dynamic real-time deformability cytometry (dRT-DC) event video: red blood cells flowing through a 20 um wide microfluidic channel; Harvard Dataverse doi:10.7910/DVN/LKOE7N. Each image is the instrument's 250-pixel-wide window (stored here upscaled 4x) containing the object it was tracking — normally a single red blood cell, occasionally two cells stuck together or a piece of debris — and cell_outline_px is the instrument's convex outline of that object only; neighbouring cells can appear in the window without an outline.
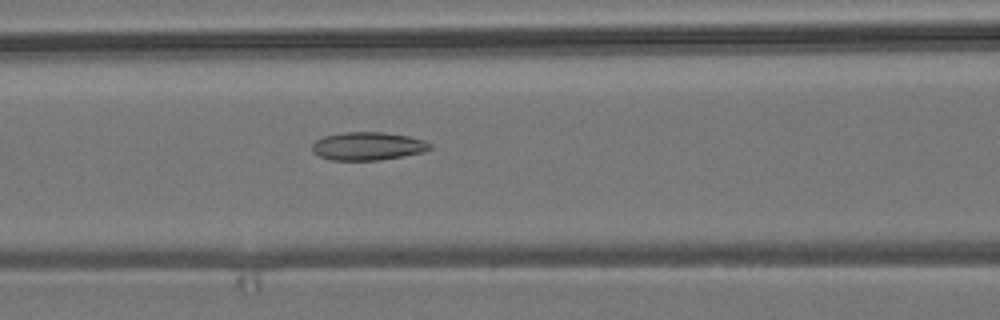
{"species": "common noctule bat (a hibernating species)", "species_latin": "Nyctalus noctula", "temperature_condition": "room temperature", "stored_images_in_passage": 41, "camera_frame_rate_fps": 3000, "um_per_image_px": 0.085, "animal": {"sex": "male", "body_mass_g": 19.2, "forearm_length_mm": 51.8}, "frame": {"image": 1, "passage_image": 9, "time_ms": 2.667, "image_size_px": [1000, 320], "cell_outline_px": [[432, 148], [424, 152], [380, 160], [332, 160], [320, 156], [312, 152], [312, 144], [316, 140], [324, 136], [344, 132], [384, 132], [408, 136], [424, 140], [432, 144]], "centroid_in_image_um": [31.28, 12.42], "position_along_channel_um": 135.3, "area_um2": 19.36}}
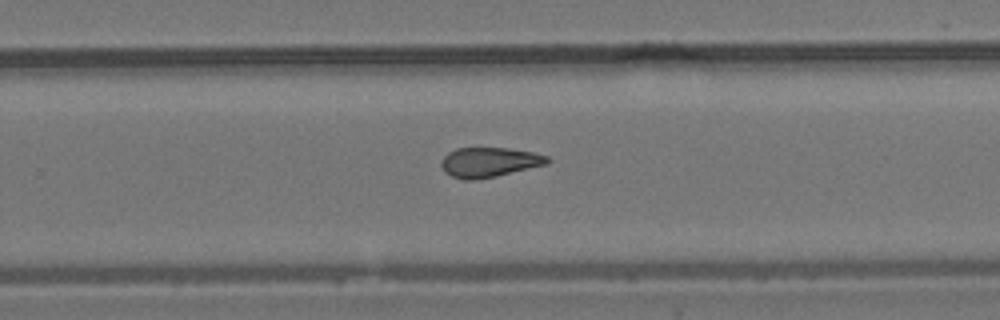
{"frame": {"image": 2, "passage_image": 21, "time_ms": 6.667, "image_size_px": [1000, 320], "cell_outline_px": [[552, 160], [548, 164], [496, 176], [472, 180], [464, 180], [452, 176], [444, 172], [440, 164], [440, 160], [448, 152], [456, 148], [508, 148], [532, 152], [548, 156]], "centroid_in_image_um": [41.58, 13.78], "position_along_channel_um": 288.2, "area_um2": 18.5}}
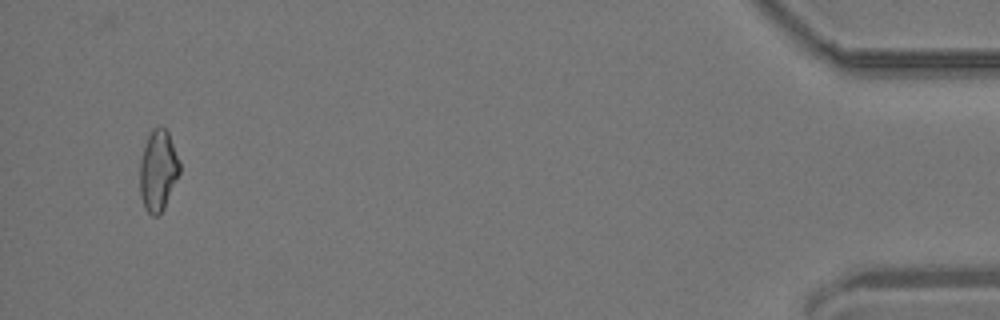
{"frame": {"image": 3, "passage_image": 38, "time_ms": 12.333, "image_size_px": [1000, 320], "cell_outline_px": [[180, 172], [164, 208], [156, 216], [152, 216], [144, 208], [140, 192], [140, 160], [148, 136], [152, 128], [160, 124], [168, 132], [180, 160]], "centroid_in_image_um": [13.44, 14.47], "position_along_channel_um": 421.8, "area_um2": 18.79}, "authors_computed_cell_mechanics": {"area_um2": 18.6116, "velocity_mm_per_s": 3.8291, "shape_relaxation_time_tau1_ms": null, "shape_relaxation_time_tau2_ms": 4.9655, "deformation_change_tau1": null, "deformation_change_tau2": 0.1224}}